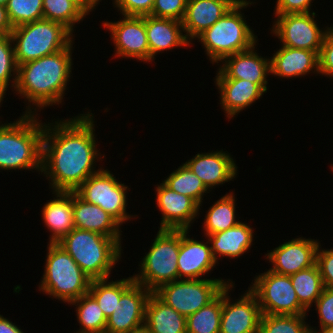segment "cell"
<instances>
[{
    "instance_id": "cell-1",
    "label": "cell",
    "mask_w": 333,
    "mask_h": 333,
    "mask_svg": "<svg viewBox=\"0 0 333 333\" xmlns=\"http://www.w3.org/2000/svg\"><path fill=\"white\" fill-rule=\"evenodd\" d=\"M90 112L44 122L41 175L44 173L53 191L75 192L102 169H95L105 155L97 148L95 118Z\"/></svg>"
},
{
    "instance_id": "cell-2",
    "label": "cell",
    "mask_w": 333,
    "mask_h": 333,
    "mask_svg": "<svg viewBox=\"0 0 333 333\" xmlns=\"http://www.w3.org/2000/svg\"><path fill=\"white\" fill-rule=\"evenodd\" d=\"M73 44L74 40L59 52L18 65L14 93L28 102L23 114L39 115V109L64 101L73 70Z\"/></svg>"
},
{
    "instance_id": "cell-3",
    "label": "cell",
    "mask_w": 333,
    "mask_h": 333,
    "mask_svg": "<svg viewBox=\"0 0 333 333\" xmlns=\"http://www.w3.org/2000/svg\"><path fill=\"white\" fill-rule=\"evenodd\" d=\"M37 114H22L0 122V170H36L41 173L44 123Z\"/></svg>"
},
{
    "instance_id": "cell-4",
    "label": "cell",
    "mask_w": 333,
    "mask_h": 333,
    "mask_svg": "<svg viewBox=\"0 0 333 333\" xmlns=\"http://www.w3.org/2000/svg\"><path fill=\"white\" fill-rule=\"evenodd\" d=\"M122 238L74 228L58 242L91 280L109 279L122 255Z\"/></svg>"
},
{
    "instance_id": "cell-5",
    "label": "cell",
    "mask_w": 333,
    "mask_h": 333,
    "mask_svg": "<svg viewBox=\"0 0 333 333\" xmlns=\"http://www.w3.org/2000/svg\"><path fill=\"white\" fill-rule=\"evenodd\" d=\"M256 2L239 0L223 17L201 33L199 40L210 63H220L225 57L243 52L258 43V36L244 19L241 11Z\"/></svg>"
},
{
    "instance_id": "cell-6",
    "label": "cell",
    "mask_w": 333,
    "mask_h": 333,
    "mask_svg": "<svg viewBox=\"0 0 333 333\" xmlns=\"http://www.w3.org/2000/svg\"><path fill=\"white\" fill-rule=\"evenodd\" d=\"M44 273L39 291L64 303H71L88 293L91 278L58 243L47 244Z\"/></svg>"
},
{
    "instance_id": "cell-7",
    "label": "cell",
    "mask_w": 333,
    "mask_h": 333,
    "mask_svg": "<svg viewBox=\"0 0 333 333\" xmlns=\"http://www.w3.org/2000/svg\"><path fill=\"white\" fill-rule=\"evenodd\" d=\"M10 35L17 65L59 52L75 37L62 23L46 19L17 26Z\"/></svg>"
},
{
    "instance_id": "cell-8",
    "label": "cell",
    "mask_w": 333,
    "mask_h": 333,
    "mask_svg": "<svg viewBox=\"0 0 333 333\" xmlns=\"http://www.w3.org/2000/svg\"><path fill=\"white\" fill-rule=\"evenodd\" d=\"M148 253L140 261L133 280L152 293L160 286L178 280L180 230L159 229Z\"/></svg>"
},
{
    "instance_id": "cell-9",
    "label": "cell",
    "mask_w": 333,
    "mask_h": 333,
    "mask_svg": "<svg viewBox=\"0 0 333 333\" xmlns=\"http://www.w3.org/2000/svg\"><path fill=\"white\" fill-rule=\"evenodd\" d=\"M231 279H178L160 286L153 293L186 318L213 301Z\"/></svg>"
},
{
    "instance_id": "cell-10",
    "label": "cell",
    "mask_w": 333,
    "mask_h": 333,
    "mask_svg": "<svg viewBox=\"0 0 333 333\" xmlns=\"http://www.w3.org/2000/svg\"><path fill=\"white\" fill-rule=\"evenodd\" d=\"M248 288L256 295L262 314H308L298 301L290 276L266 270L256 275Z\"/></svg>"
},
{
    "instance_id": "cell-11",
    "label": "cell",
    "mask_w": 333,
    "mask_h": 333,
    "mask_svg": "<svg viewBox=\"0 0 333 333\" xmlns=\"http://www.w3.org/2000/svg\"><path fill=\"white\" fill-rule=\"evenodd\" d=\"M129 189L118 181L110 170L102 168L88 177L75 193L84 201L101 207L122 225L138 216L130 215L126 211Z\"/></svg>"
},
{
    "instance_id": "cell-12",
    "label": "cell",
    "mask_w": 333,
    "mask_h": 333,
    "mask_svg": "<svg viewBox=\"0 0 333 333\" xmlns=\"http://www.w3.org/2000/svg\"><path fill=\"white\" fill-rule=\"evenodd\" d=\"M316 12L275 15L271 34L280 40L281 46L315 51L321 50L328 26L318 25Z\"/></svg>"
},
{
    "instance_id": "cell-13",
    "label": "cell",
    "mask_w": 333,
    "mask_h": 333,
    "mask_svg": "<svg viewBox=\"0 0 333 333\" xmlns=\"http://www.w3.org/2000/svg\"><path fill=\"white\" fill-rule=\"evenodd\" d=\"M234 286L235 282H231L223 289L219 333H259L262 312L256 295L248 288L243 295L233 300L229 292Z\"/></svg>"
},
{
    "instance_id": "cell-14",
    "label": "cell",
    "mask_w": 333,
    "mask_h": 333,
    "mask_svg": "<svg viewBox=\"0 0 333 333\" xmlns=\"http://www.w3.org/2000/svg\"><path fill=\"white\" fill-rule=\"evenodd\" d=\"M102 26L109 31L115 47V58H132L150 62V50L145 29V16H123L119 21L107 20Z\"/></svg>"
},
{
    "instance_id": "cell-15",
    "label": "cell",
    "mask_w": 333,
    "mask_h": 333,
    "mask_svg": "<svg viewBox=\"0 0 333 333\" xmlns=\"http://www.w3.org/2000/svg\"><path fill=\"white\" fill-rule=\"evenodd\" d=\"M293 238L268 251L264 257L272 267L268 270L290 276L316 264L319 239Z\"/></svg>"
},
{
    "instance_id": "cell-16",
    "label": "cell",
    "mask_w": 333,
    "mask_h": 333,
    "mask_svg": "<svg viewBox=\"0 0 333 333\" xmlns=\"http://www.w3.org/2000/svg\"><path fill=\"white\" fill-rule=\"evenodd\" d=\"M254 45L250 49L225 57L214 79H242L256 83L265 93L271 75L270 57H262Z\"/></svg>"
},
{
    "instance_id": "cell-17",
    "label": "cell",
    "mask_w": 333,
    "mask_h": 333,
    "mask_svg": "<svg viewBox=\"0 0 333 333\" xmlns=\"http://www.w3.org/2000/svg\"><path fill=\"white\" fill-rule=\"evenodd\" d=\"M151 291L135 281L121 294L115 311L107 319L105 333H127L144 325Z\"/></svg>"
},
{
    "instance_id": "cell-18",
    "label": "cell",
    "mask_w": 333,
    "mask_h": 333,
    "mask_svg": "<svg viewBox=\"0 0 333 333\" xmlns=\"http://www.w3.org/2000/svg\"><path fill=\"white\" fill-rule=\"evenodd\" d=\"M156 203L161 212L159 229L190 230L199 217V205L190 197L177 193L163 182L156 185Z\"/></svg>"
},
{
    "instance_id": "cell-19",
    "label": "cell",
    "mask_w": 333,
    "mask_h": 333,
    "mask_svg": "<svg viewBox=\"0 0 333 333\" xmlns=\"http://www.w3.org/2000/svg\"><path fill=\"white\" fill-rule=\"evenodd\" d=\"M228 151L212 150L207 153H197L185 162L188 168L195 173L212 192L219 185L233 181L238 174V166ZM224 183V184H223Z\"/></svg>"
},
{
    "instance_id": "cell-20",
    "label": "cell",
    "mask_w": 333,
    "mask_h": 333,
    "mask_svg": "<svg viewBox=\"0 0 333 333\" xmlns=\"http://www.w3.org/2000/svg\"><path fill=\"white\" fill-rule=\"evenodd\" d=\"M189 230H180V249L177 259L178 279H202L213 271L217 261L210 242L191 238Z\"/></svg>"
},
{
    "instance_id": "cell-21",
    "label": "cell",
    "mask_w": 333,
    "mask_h": 333,
    "mask_svg": "<svg viewBox=\"0 0 333 333\" xmlns=\"http://www.w3.org/2000/svg\"><path fill=\"white\" fill-rule=\"evenodd\" d=\"M239 0H187L182 20L187 40L192 44L201 33L223 17Z\"/></svg>"
},
{
    "instance_id": "cell-22",
    "label": "cell",
    "mask_w": 333,
    "mask_h": 333,
    "mask_svg": "<svg viewBox=\"0 0 333 333\" xmlns=\"http://www.w3.org/2000/svg\"><path fill=\"white\" fill-rule=\"evenodd\" d=\"M271 75L278 78H302L310 73L319 75L318 54L306 49L281 46L270 56Z\"/></svg>"
},
{
    "instance_id": "cell-23",
    "label": "cell",
    "mask_w": 333,
    "mask_h": 333,
    "mask_svg": "<svg viewBox=\"0 0 333 333\" xmlns=\"http://www.w3.org/2000/svg\"><path fill=\"white\" fill-rule=\"evenodd\" d=\"M145 29L150 50V62L155 60L157 54L173 50L176 47H189L182 21L168 18L145 16Z\"/></svg>"
},
{
    "instance_id": "cell-24",
    "label": "cell",
    "mask_w": 333,
    "mask_h": 333,
    "mask_svg": "<svg viewBox=\"0 0 333 333\" xmlns=\"http://www.w3.org/2000/svg\"><path fill=\"white\" fill-rule=\"evenodd\" d=\"M220 93V106L228 119H234L243 110L264 95V91L251 81L242 79H215Z\"/></svg>"
},
{
    "instance_id": "cell-25",
    "label": "cell",
    "mask_w": 333,
    "mask_h": 333,
    "mask_svg": "<svg viewBox=\"0 0 333 333\" xmlns=\"http://www.w3.org/2000/svg\"><path fill=\"white\" fill-rule=\"evenodd\" d=\"M53 200L44 204L41 214L45 227L49 229V243H58L74 227L73 192L52 191Z\"/></svg>"
},
{
    "instance_id": "cell-26",
    "label": "cell",
    "mask_w": 333,
    "mask_h": 333,
    "mask_svg": "<svg viewBox=\"0 0 333 333\" xmlns=\"http://www.w3.org/2000/svg\"><path fill=\"white\" fill-rule=\"evenodd\" d=\"M74 227L99 233L111 238H121V224L101 207L88 203L73 192Z\"/></svg>"
},
{
    "instance_id": "cell-27",
    "label": "cell",
    "mask_w": 333,
    "mask_h": 333,
    "mask_svg": "<svg viewBox=\"0 0 333 333\" xmlns=\"http://www.w3.org/2000/svg\"><path fill=\"white\" fill-rule=\"evenodd\" d=\"M253 228L248 223L240 222L238 225L225 231H220L209 235L208 238L212 254L218 263V260L226 257L237 259L244 255L253 246L254 237Z\"/></svg>"
},
{
    "instance_id": "cell-28",
    "label": "cell",
    "mask_w": 333,
    "mask_h": 333,
    "mask_svg": "<svg viewBox=\"0 0 333 333\" xmlns=\"http://www.w3.org/2000/svg\"><path fill=\"white\" fill-rule=\"evenodd\" d=\"M144 325L151 333H187L186 317L162 302L154 293L148 298Z\"/></svg>"
},
{
    "instance_id": "cell-29",
    "label": "cell",
    "mask_w": 333,
    "mask_h": 333,
    "mask_svg": "<svg viewBox=\"0 0 333 333\" xmlns=\"http://www.w3.org/2000/svg\"><path fill=\"white\" fill-rule=\"evenodd\" d=\"M234 193L232 190L228 194L226 193L205 212L206 215L202 227L206 237L220 231H225L241 222L236 220V200Z\"/></svg>"
},
{
    "instance_id": "cell-30",
    "label": "cell",
    "mask_w": 333,
    "mask_h": 333,
    "mask_svg": "<svg viewBox=\"0 0 333 333\" xmlns=\"http://www.w3.org/2000/svg\"><path fill=\"white\" fill-rule=\"evenodd\" d=\"M162 182L171 190L192 198L199 205V214L203 204V198L210 191L202 183L201 179L183 163Z\"/></svg>"
},
{
    "instance_id": "cell-31",
    "label": "cell",
    "mask_w": 333,
    "mask_h": 333,
    "mask_svg": "<svg viewBox=\"0 0 333 333\" xmlns=\"http://www.w3.org/2000/svg\"><path fill=\"white\" fill-rule=\"evenodd\" d=\"M108 280H92L88 291L97 301L106 319L115 311L121 294L134 282L132 276L115 281Z\"/></svg>"
},
{
    "instance_id": "cell-32",
    "label": "cell",
    "mask_w": 333,
    "mask_h": 333,
    "mask_svg": "<svg viewBox=\"0 0 333 333\" xmlns=\"http://www.w3.org/2000/svg\"><path fill=\"white\" fill-rule=\"evenodd\" d=\"M290 278L299 303L309 312L324 289L317 264L290 275Z\"/></svg>"
},
{
    "instance_id": "cell-33",
    "label": "cell",
    "mask_w": 333,
    "mask_h": 333,
    "mask_svg": "<svg viewBox=\"0 0 333 333\" xmlns=\"http://www.w3.org/2000/svg\"><path fill=\"white\" fill-rule=\"evenodd\" d=\"M68 305L76 306L75 313H77V322L80 327L76 333H105L107 319L97 301L89 292Z\"/></svg>"
},
{
    "instance_id": "cell-34",
    "label": "cell",
    "mask_w": 333,
    "mask_h": 333,
    "mask_svg": "<svg viewBox=\"0 0 333 333\" xmlns=\"http://www.w3.org/2000/svg\"><path fill=\"white\" fill-rule=\"evenodd\" d=\"M42 3L44 19L62 23L72 33L75 25L90 14L76 0H43Z\"/></svg>"
},
{
    "instance_id": "cell-35",
    "label": "cell",
    "mask_w": 333,
    "mask_h": 333,
    "mask_svg": "<svg viewBox=\"0 0 333 333\" xmlns=\"http://www.w3.org/2000/svg\"><path fill=\"white\" fill-rule=\"evenodd\" d=\"M223 308V290L208 305L188 316L187 333H219Z\"/></svg>"
},
{
    "instance_id": "cell-36",
    "label": "cell",
    "mask_w": 333,
    "mask_h": 333,
    "mask_svg": "<svg viewBox=\"0 0 333 333\" xmlns=\"http://www.w3.org/2000/svg\"><path fill=\"white\" fill-rule=\"evenodd\" d=\"M17 73L18 65L15 59L12 37L11 35H0V91L4 95L9 90V85L14 92Z\"/></svg>"
},
{
    "instance_id": "cell-37",
    "label": "cell",
    "mask_w": 333,
    "mask_h": 333,
    "mask_svg": "<svg viewBox=\"0 0 333 333\" xmlns=\"http://www.w3.org/2000/svg\"><path fill=\"white\" fill-rule=\"evenodd\" d=\"M308 315H266L262 314L259 333H305L310 324Z\"/></svg>"
},
{
    "instance_id": "cell-38",
    "label": "cell",
    "mask_w": 333,
    "mask_h": 333,
    "mask_svg": "<svg viewBox=\"0 0 333 333\" xmlns=\"http://www.w3.org/2000/svg\"><path fill=\"white\" fill-rule=\"evenodd\" d=\"M43 0H8L6 10L13 28L44 19Z\"/></svg>"
},
{
    "instance_id": "cell-39",
    "label": "cell",
    "mask_w": 333,
    "mask_h": 333,
    "mask_svg": "<svg viewBox=\"0 0 333 333\" xmlns=\"http://www.w3.org/2000/svg\"><path fill=\"white\" fill-rule=\"evenodd\" d=\"M187 0H155L151 16L182 21Z\"/></svg>"
},
{
    "instance_id": "cell-40",
    "label": "cell",
    "mask_w": 333,
    "mask_h": 333,
    "mask_svg": "<svg viewBox=\"0 0 333 333\" xmlns=\"http://www.w3.org/2000/svg\"><path fill=\"white\" fill-rule=\"evenodd\" d=\"M319 74L333 79V25L327 28L318 55Z\"/></svg>"
},
{
    "instance_id": "cell-41",
    "label": "cell",
    "mask_w": 333,
    "mask_h": 333,
    "mask_svg": "<svg viewBox=\"0 0 333 333\" xmlns=\"http://www.w3.org/2000/svg\"><path fill=\"white\" fill-rule=\"evenodd\" d=\"M114 8L123 16L151 15L155 0H112Z\"/></svg>"
},
{
    "instance_id": "cell-42",
    "label": "cell",
    "mask_w": 333,
    "mask_h": 333,
    "mask_svg": "<svg viewBox=\"0 0 333 333\" xmlns=\"http://www.w3.org/2000/svg\"><path fill=\"white\" fill-rule=\"evenodd\" d=\"M314 306L318 313L319 329L333 327V289L324 287Z\"/></svg>"
},
{
    "instance_id": "cell-43",
    "label": "cell",
    "mask_w": 333,
    "mask_h": 333,
    "mask_svg": "<svg viewBox=\"0 0 333 333\" xmlns=\"http://www.w3.org/2000/svg\"><path fill=\"white\" fill-rule=\"evenodd\" d=\"M319 244L316 264L319 268L324 287L333 289V248L324 249Z\"/></svg>"
},
{
    "instance_id": "cell-44",
    "label": "cell",
    "mask_w": 333,
    "mask_h": 333,
    "mask_svg": "<svg viewBox=\"0 0 333 333\" xmlns=\"http://www.w3.org/2000/svg\"><path fill=\"white\" fill-rule=\"evenodd\" d=\"M315 0H276L275 15L309 13Z\"/></svg>"
},
{
    "instance_id": "cell-45",
    "label": "cell",
    "mask_w": 333,
    "mask_h": 333,
    "mask_svg": "<svg viewBox=\"0 0 333 333\" xmlns=\"http://www.w3.org/2000/svg\"><path fill=\"white\" fill-rule=\"evenodd\" d=\"M13 26L9 20L6 7L0 5V35H10Z\"/></svg>"
},
{
    "instance_id": "cell-46",
    "label": "cell",
    "mask_w": 333,
    "mask_h": 333,
    "mask_svg": "<svg viewBox=\"0 0 333 333\" xmlns=\"http://www.w3.org/2000/svg\"><path fill=\"white\" fill-rule=\"evenodd\" d=\"M0 333H25L21 328L0 314Z\"/></svg>"
},
{
    "instance_id": "cell-47",
    "label": "cell",
    "mask_w": 333,
    "mask_h": 333,
    "mask_svg": "<svg viewBox=\"0 0 333 333\" xmlns=\"http://www.w3.org/2000/svg\"><path fill=\"white\" fill-rule=\"evenodd\" d=\"M79 2L89 13L92 12L96 7H98V3L95 0H76Z\"/></svg>"
},
{
    "instance_id": "cell-48",
    "label": "cell",
    "mask_w": 333,
    "mask_h": 333,
    "mask_svg": "<svg viewBox=\"0 0 333 333\" xmlns=\"http://www.w3.org/2000/svg\"><path fill=\"white\" fill-rule=\"evenodd\" d=\"M127 333H151V332L149 331V329L145 325H143V326H141L137 329L131 330Z\"/></svg>"
},
{
    "instance_id": "cell-49",
    "label": "cell",
    "mask_w": 333,
    "mask_h": 333,
    "mask_svg": "<svg viewBox=\"0 0 333 333\" xmlns=\"http://www.w3.org/2000/svg\"><path fill=\"white\" fill-rule=\"evenodd\" d=\"M310 328H312V329L315 328L314 330H317L318 333H333V327H326V328H321V329L318 330V328L316 329V327H312L310 325Z\"/></svg>"
},
{
    "instance_id": "cell-50",
    "label": "cell",
    "mask_w": 333,
    "mask_h": 333,
    "mask_svg": "<svg viewBox=\"0 0 333 333\" xmlns=\"http://www.w3.org/2000/svg\"><path fill=\"white\" fill-rule=\"evenodd\" d=\"M6 96L0 91V107H1V104H3L2 101H4L3 99L5 98Z\"/></svg>"
},
{
    "instance_id": "cell-51",
    "label": "cell",
    "mask_w": 333,
    "mask_h": 333,
    "mask_svg": "<svg viewBox=\"0 0 333 333\" xmlns=\"http://www.w3.org/2000/svg\"><path fill=\"white\" fill-rule=\"evenodd\" d=\"M305 333H318V331L309 327Z\"/></svg>"
},
{
    "instance_id": "cell-52",
    "label": "cell",
    "mask_w": 333,
    "mask_h": 333,
    "mask_svg": "<svg viewBox=\"0 0 333 333\" xmlns=\"http://www.w3.org/2000/svg\"><path fill=\"white\" fill-rule=\"evenodd\" d=\"M8 0H0V5L6 6Z\"/></svg>"
},
{
    "instance_id": "cell-53",
    "label": "cell",
    "mask_w": 333,
    "mask_h": 333,
    "mask_svg": "<svg viewBox=\"0 0 333 333\" xmlns=\"http://www.w3.org/2000/svg\"><path fill=\"white\" fill-rule=\"evenodd\" d=\"M98 4H100V2L102 1V0H95Z\"/></svg>"
}]
</instances>
